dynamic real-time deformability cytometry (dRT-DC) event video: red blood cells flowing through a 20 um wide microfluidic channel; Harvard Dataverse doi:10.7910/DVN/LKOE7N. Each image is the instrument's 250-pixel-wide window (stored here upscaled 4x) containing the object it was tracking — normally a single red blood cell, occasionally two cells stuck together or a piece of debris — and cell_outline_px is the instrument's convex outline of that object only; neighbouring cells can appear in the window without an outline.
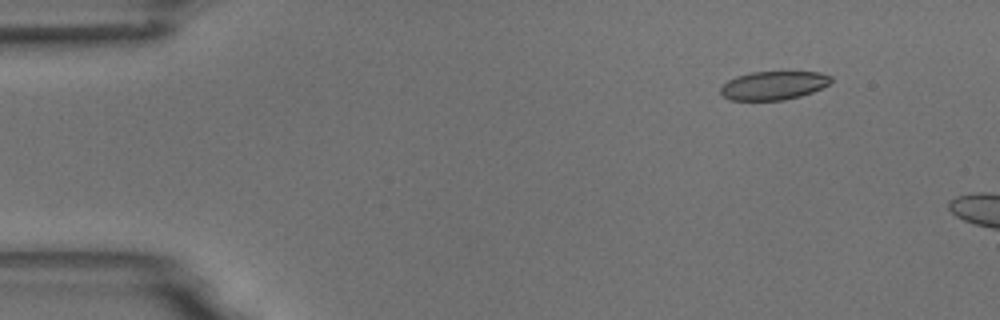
{"species": "common noctule bat (a hibernating species)", "species_latin": "Nyctalus noctula", "temperature_condition": "room temperature", "stored_images_in_passage": 3, "camera_frame_rate_fps": 3000, "um_per_image_px": 0.085, "animal": {"sex": "male", "body_mass_g": 18.8}, "frame": {"image": 1, "passage_image": 1, "time_ms": 0.0, "image_size_px": [1000, 320], "cell_outline_px": [[832, 80], [828, 84], [812, 92], [800, 96], [784, 100], [728, 100], [720, 92], [720, 88], [728, 80], [736, 76], [752, 72], [820, 72], [832, 76]], "centroid_in_image_um": [65.74, 7.26], "position_along_channel_um": 19.3, "area_um2": 18.32}}